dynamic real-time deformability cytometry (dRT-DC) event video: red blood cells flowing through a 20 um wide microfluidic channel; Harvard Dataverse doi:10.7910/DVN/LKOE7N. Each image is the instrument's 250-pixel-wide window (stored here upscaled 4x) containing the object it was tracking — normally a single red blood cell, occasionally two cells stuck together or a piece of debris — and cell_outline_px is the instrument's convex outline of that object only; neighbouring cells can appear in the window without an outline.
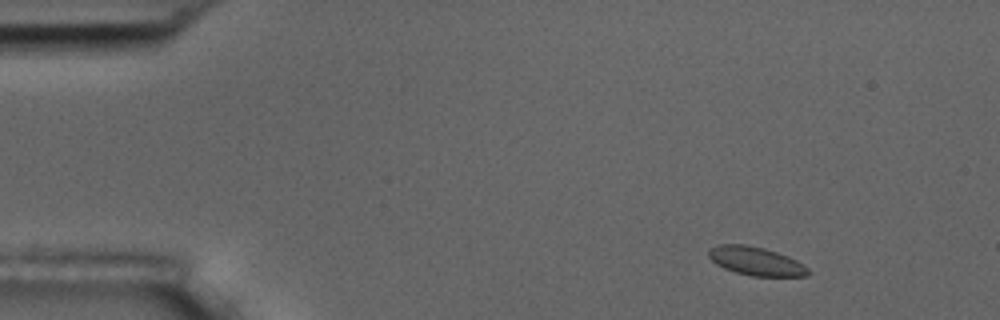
{"species": "common noctule bat (a hibernating species)", "species_latin": "Nyctalus noctula", "temperature_condition": "room temperature", "stored_images_in_passage": 4, "camera_frame_rate_fps": 3000, "um_per_image_px": 0.085, "animal": {"sex": "male", "body_mass_g": 17.5, "forearm_length_mm": 52.3}, "frame": {"image": 1, "passage_image": 1, "time_ms": 0.0, "image_size_px": [1000, 320], "cell_outline_px": [[812, 272], [808, 276], [752, 276], [736, 272], [724, 268], [716, 264], [708, 256], [708, 252], [712, 248], [720, 244], [744, 244], [764, 248], [788, 256], [804, 264]], "centroid_in_image_um": [64.29, 22.2], "position_along_channel_um": 20.7, "area_um2": 16.53}}
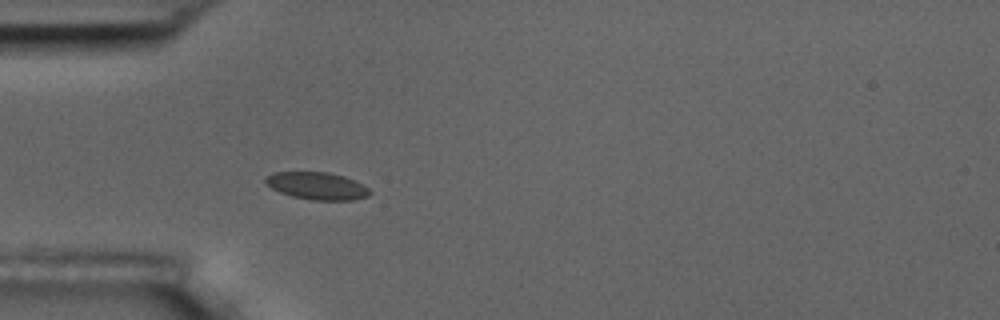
{"frame": {"image": 2, "passage_image": 4, "time_ms": 3.333, "image_size_px": [1000, 320], "cell_outline_px": [[372, 192], [368, 196], [352, 200], [312, 200], [292, 196], [280, 192], [272, 188], [264, 180], [264, 176], [272, 172], [328, 172], [344, 176], [368, 188]], "centroid_in_image_um": [26.92, 15.79], "position_along_channel_um": 58.1, "area_um2": 16.53}}